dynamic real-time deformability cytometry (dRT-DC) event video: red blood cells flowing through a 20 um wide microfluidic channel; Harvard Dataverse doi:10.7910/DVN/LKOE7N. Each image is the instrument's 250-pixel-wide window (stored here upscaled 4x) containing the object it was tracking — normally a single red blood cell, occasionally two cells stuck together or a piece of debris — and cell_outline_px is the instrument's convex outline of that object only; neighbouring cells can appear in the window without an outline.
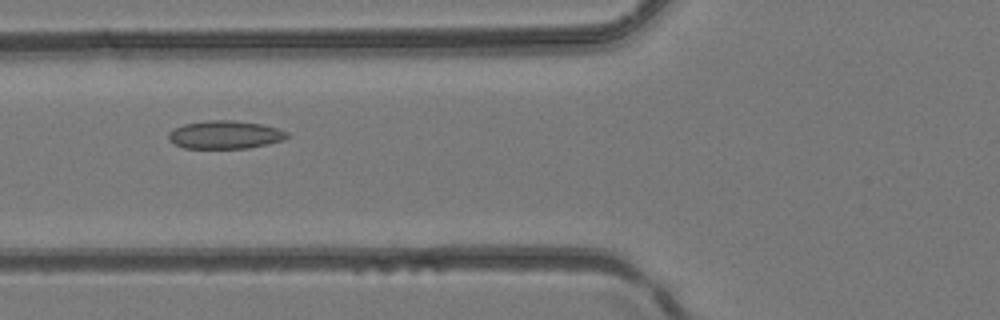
{"species": "common noctule bat (a hibernating species)", "species_latin": "Nyctalus noctula", "temperature_condition": "room temperature", "stored_images_in_passage": 34, "camera_frame_rate_fps": 3000, "um_per_image_px": 0.085, "animal": {"sex": "female", "body_mass_g": 24.6, "forearm_length_mm": 56.2}, "frame": {"image": 1, "passage_image": 11, "time_ms": 3.333, "image_size_px": [1000, 320], "cell_outline_px": [[292, 136], [284, 140], [268, 144], [248, 148], [184, 148], [168, 140], [168, 132], [184, 124], [212, 120], [232, 120], [260, 124], [276, 128], [288, 132]], "centroid_in_image_um": [19.16, 11.46], "position_along_channel_um": 106.6, "area_um2": 19.36}}
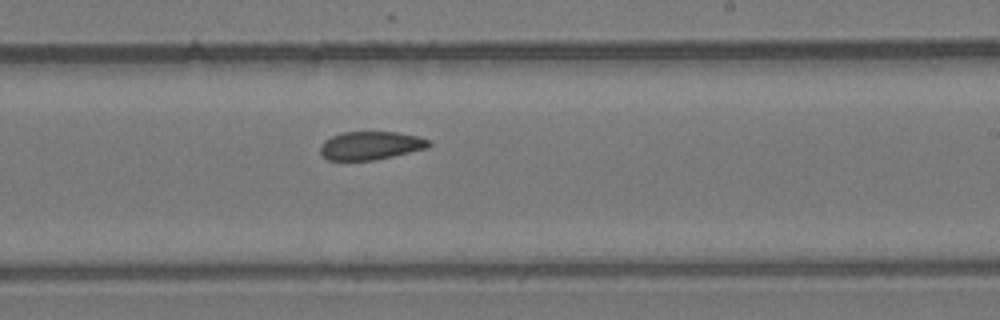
{"frame": {"image": 2, "passage_image": 20, "time_ms": 6.333, "image_size_px": [1000, 320], "cell_outline_px": [[432, 144], [428, 148], [376, 160], [328, 160], [320, 152], [320, 144], [324, 140], [340, 132], [396, 132], [420, 136], [428, 140]], "centroid_in_image_um": [31.51, 12.37], "position_along_channel_um": 257.5, "area_um2": 18.03}}
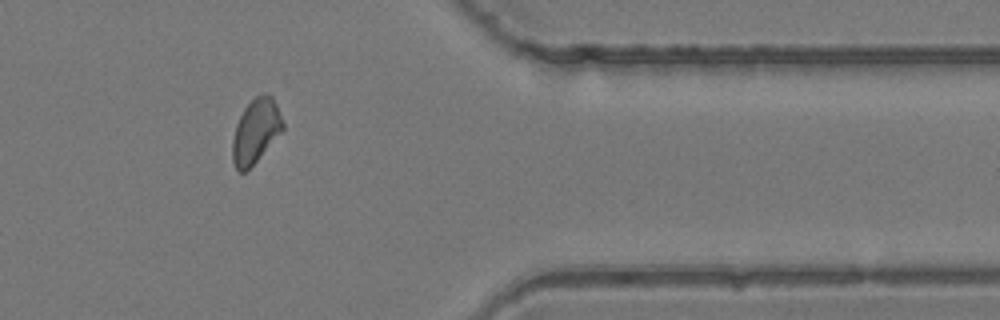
{"frame": {"image": 3, "passage_image": 29, "time_ms": 9.333, "image_size_px": [1000, 320], "cell_outline_px": [[284, 128], [256, 160], [244, 172], [240, 172], [236, 168], [232, 160], [232, 140], [236, 124], [244, 108], [256, 96], [264, 92], [268, 92], [272, 96], [276, 104], [284, 124]], "centroid_in_image_um": [21.72, 11.1], "position_along_channel_um": 389.7, "area_um2": 18.5}}